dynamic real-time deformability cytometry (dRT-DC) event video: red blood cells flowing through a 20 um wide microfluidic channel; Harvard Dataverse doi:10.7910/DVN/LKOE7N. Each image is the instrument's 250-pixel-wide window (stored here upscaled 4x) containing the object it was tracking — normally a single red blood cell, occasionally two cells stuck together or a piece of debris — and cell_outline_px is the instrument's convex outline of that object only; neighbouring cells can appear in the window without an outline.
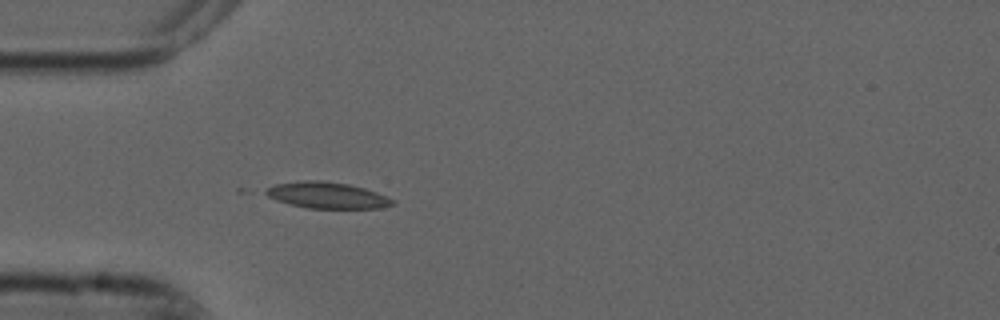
{"species": "common noctule bat (a hibernating species)", "species_latin": "Nyctalus noctula", "temperature_condition": "cold", "stored_images_in_passage": 3, "camera_frame_rate_fps": 3000, "um_per_image_px": 0.085, "animal": {"sex": "male", "forearm_length_mm": 52.5}, "frame": {"image": 1, "passage_image": 3, "time_ms": 0.667, "image_size_px": [1000, 320], "cell_outline_px": [[396, 204], [380, 208], [308, 208], [276, 200], [260, 192], [276, 184], [300, 180], [320, 180], [348, 184], [364, 188], [376, 192], [396, 200]], "centroid_in_image_um": [27.81, 16.59], "position_along_channel_um": 57.2, "area_um2": 19.42}}